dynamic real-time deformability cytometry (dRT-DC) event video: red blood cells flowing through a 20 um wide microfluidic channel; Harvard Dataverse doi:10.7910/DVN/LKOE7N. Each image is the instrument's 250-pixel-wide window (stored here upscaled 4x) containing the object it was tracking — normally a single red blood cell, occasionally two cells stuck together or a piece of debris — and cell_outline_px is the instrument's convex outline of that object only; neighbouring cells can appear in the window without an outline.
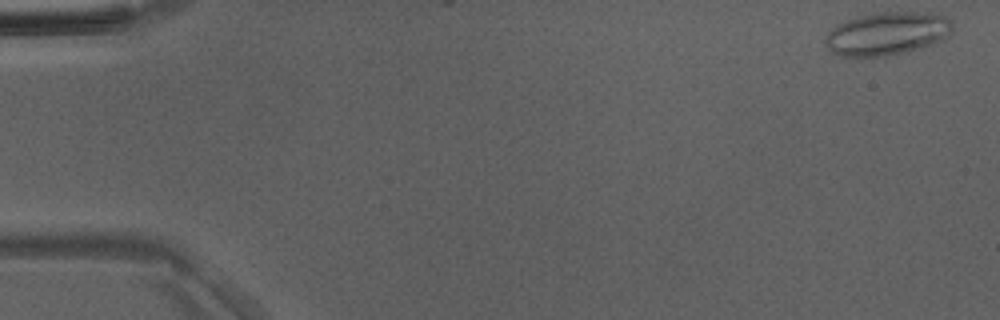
{"species": "Egyptian fruit bat (a non-hibernating species)", "species_latin": "Rousettus aegyptiacus", "temperature_condition": "room temperature", "stored_images_in_passage": 2, "camera_frame_rate_fps": 3000, "um_per_image_px": 0.085, "animal": {"sex": "male"}, "frame": {"image": 1, "passage_image": 1, "time_ms": 0.0, "image_size_px": [1000, 320], "cell_outline_px": [[952, 32], [948, 36], [940, 40], [920, 48], [884, 56], [856, 60], [840, 56], [832, 52], [828, 48], [824, 40], [828, 32], [836, 24], [856, 16], [872, 12], [928, 12], [948, 16], [952, 24]], "centroid_in_image_um": [75.35, 2.87], "position_along_channel_um": 9.7, "area_um2": 32.71}}